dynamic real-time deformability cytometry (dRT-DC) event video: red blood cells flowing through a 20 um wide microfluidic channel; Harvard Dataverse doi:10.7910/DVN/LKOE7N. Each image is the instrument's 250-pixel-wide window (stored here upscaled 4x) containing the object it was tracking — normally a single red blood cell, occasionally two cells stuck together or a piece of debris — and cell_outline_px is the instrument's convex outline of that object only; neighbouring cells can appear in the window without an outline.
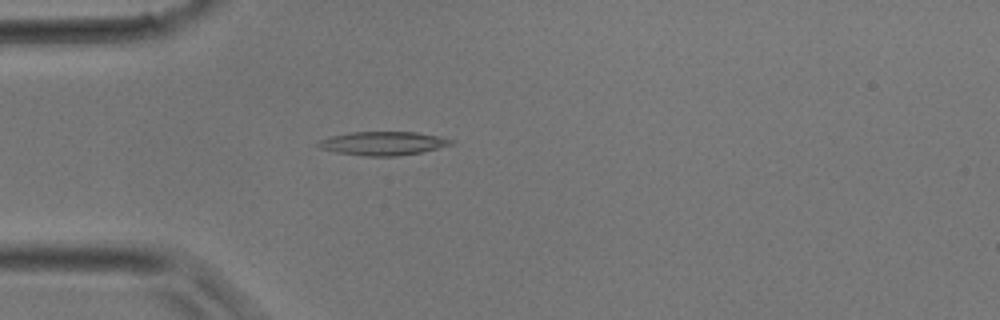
{"species": "common noctule bat (a hibernating species)", "species_latin": "Nyctalus noctula", "temperature_condition": "room temperature", "stored_images_in_passage": 25, "camera_frame_rate_fps": 3000, "um_per_image_px": 0.085, "animal": {"sex": "male", "body_mass_g": 17.9}, "frame": {"image": 1, "passage_image": 2, "time_ms": 0.333, "image_size_px": [1000, 320], "cell_outline_px": [[456, 140], [452, 144], [420, 152], [396, 156], [364, 156], [336, 152], [320, 148], [316, 144], [320, 140], [328, 136], [352, 132], [416, 132], [440, 136]], "centroid_in_image_um": [32.54, 12.18], "position_along_channel_um": 52.5, "area_um2": 18.26}}
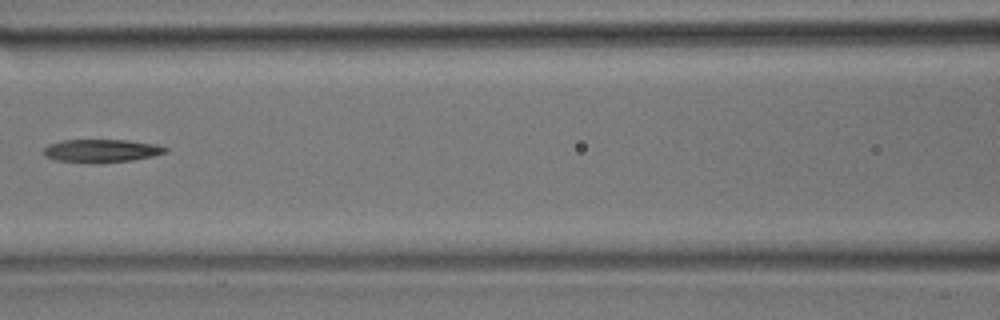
{"frame": {"image": 2, "passage_image": 8, "time_ms": 2.333, "image_size_px": [1000, 320], "cell_outline_px": [[168, 152], [152, 156], [132, 160], [92, 164], [88, 164], [56, 160], [44, 156], [44, 148], [48, 144], [64, 140], [128, 140], [156, 144], [168, 148]], "centroid_in_image_um": [8.61, 12.83], "position_along_channel_um": 158.0, "area_um2": 16.59}}
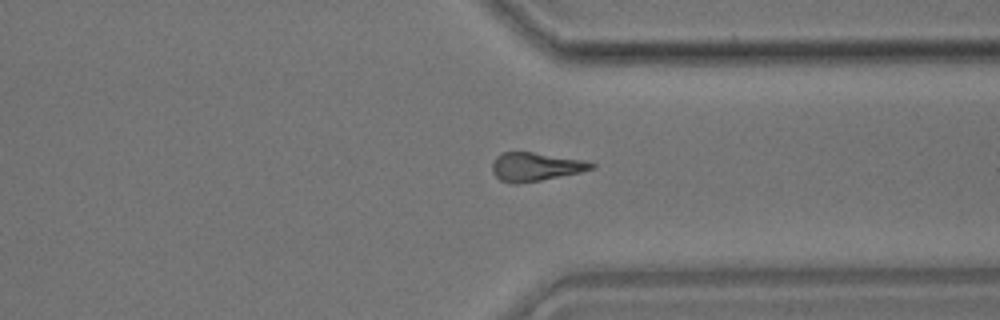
{"frame": {"image": 3, "passage_image": 19, "time_ms": 6.0, "image_size_px": [1000, 320], "cell_outline_px": [[596, 168], [580, 172], [540, 180], [516, 184], [512, 184], [500, 180], [492, 172], [492, 164], [496, 156], [504, 152], [532, 152], [584, 160], [596, 164]], "centroid_in_image_um": [45.51, 14.17], "position_along_channel_um": 365.9, "area_um2": 16.42}}